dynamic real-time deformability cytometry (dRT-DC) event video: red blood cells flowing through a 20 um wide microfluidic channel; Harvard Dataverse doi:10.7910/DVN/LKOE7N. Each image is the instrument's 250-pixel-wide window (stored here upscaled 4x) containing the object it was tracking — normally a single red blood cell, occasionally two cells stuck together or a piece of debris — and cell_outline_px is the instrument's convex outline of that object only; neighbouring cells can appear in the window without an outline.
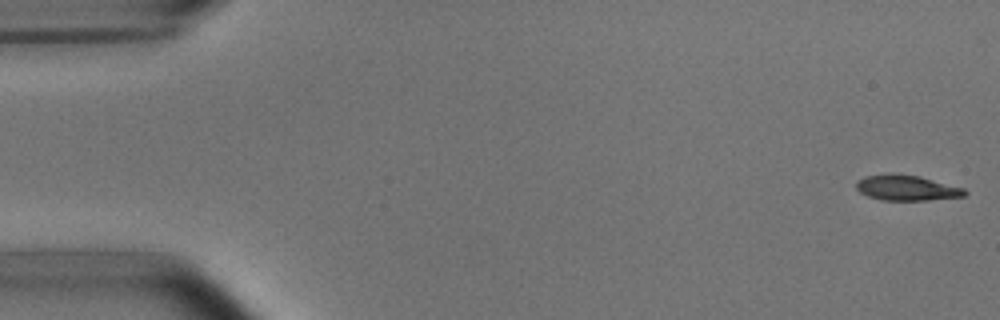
{"species": "common noctule bat (a hibernating species)", "species_latin": "Nyctalus noctula", "temperature_condition": "room temperature", "stored_images_in_passage": 52, "camera_frame_rate_fps": 3000, "um_per_image_px": 0.085, "animal": {"sex": "male", "body_mass_g": 15.6}, "frame": {"image": 1, "passage_image": 1, "time_ms": 0.0, "image_size_px": [1000, 320], "cell_outline_px": [[968, 192], [964, 196], [928, 200], [880, 200], [868, 196], [860, 192], [856, 188], [856, 184], [864, 176], [888, 172], [892, 172], [920, 176], [964, 188]], "centroid_in_image_um": [77.05, 15.95], "position_along_channel_um": 7.9, "area_um2": 16.24}}
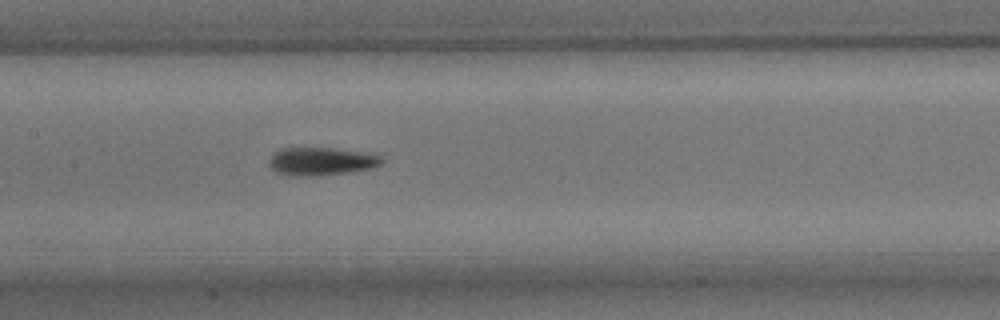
{"frame": {"image": 2, "passage_image": 25, "time_ms": 8.0, "image_size_px": [1000, 320], "cell_outline_px": [[384, 164], [372, 168], [348, 172], [316, 176], [288, 176], [276, 172], [268, 164], [268, 160], [280, 148], [332, 148], [360, 152], [380, 156], [384, 160]], "centroid_in_image_um": [27.29, 13.73], "position_along_channel_um": 180.1, "area_um2": 18.38}}
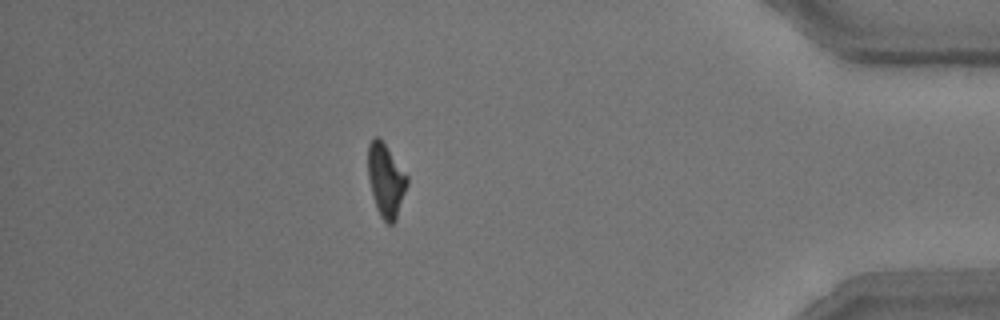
{"frame": {"image": 3, "passage_image": 46, "time_ms": 15.0, "image_size_px": [1000, 320], "cell_outline_px": [[408, 184], [396, 220], [392, 224], [388, 224], [380, 216], [376, 208], [368, 176], [368, 144], [376, 136], [384, 144], [408, 176]], "centroid_in_image_um": [32.81, 15.36], "position_along_channel_um": 402.4, "area_um2": 16.42}, "authors_computed_cell_mechanics": {"area_um2": 17.051, "velocity_mm_per_s": 3.7893, "shape_relaxation_time_tau1_ms": 3.1568, "shape_relaxation_time_tau2_ms": 3.0876, "deformation_change_tau1": 0.1493, "deformation_change_tau2": 0.0964}}